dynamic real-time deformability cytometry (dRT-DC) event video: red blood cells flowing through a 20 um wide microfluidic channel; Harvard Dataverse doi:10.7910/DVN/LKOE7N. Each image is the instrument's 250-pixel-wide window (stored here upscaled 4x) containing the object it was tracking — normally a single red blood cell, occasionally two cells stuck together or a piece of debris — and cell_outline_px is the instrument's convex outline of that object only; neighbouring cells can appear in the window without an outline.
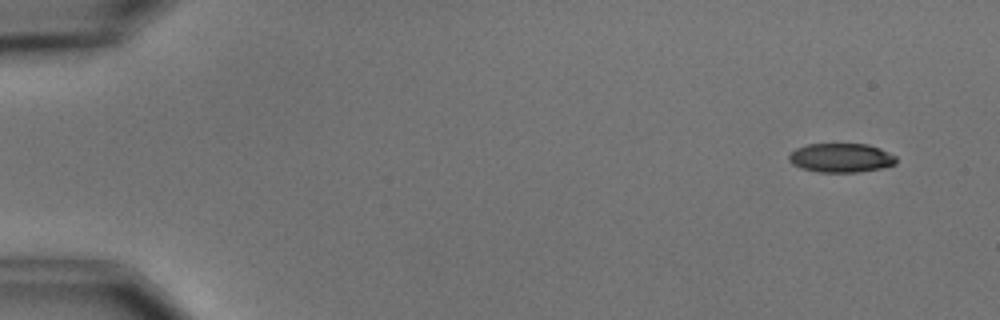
{"species": "common noctule bat (a hibernating species)", "species_latin": "Nyctalus noctula", "temperature_condition": "cold", "stored_images_in_passage": 5, "camera_frame_rate_fps": 3000, "um_per_image_px": 0.085, "animal": {"sex": "male", "body_mass_g": 15.6}, "frame": {"image": 1, "passage_image": 1, "time_ms": 0.0, "image_size_px": [1000, 320], "cell_outline_px": [[896, 164], [880, 168], [860, 172], [816, 172], [800, 168], [792, 164], [788, 160], [788, 156], [796, 148], [808, 144], [868, 144], [880, 148], [896, 156]], "centroid_in_image_um": [71.47, 13.42], "position_along_channel_um": 13.5, "area_um2": 18.26}}
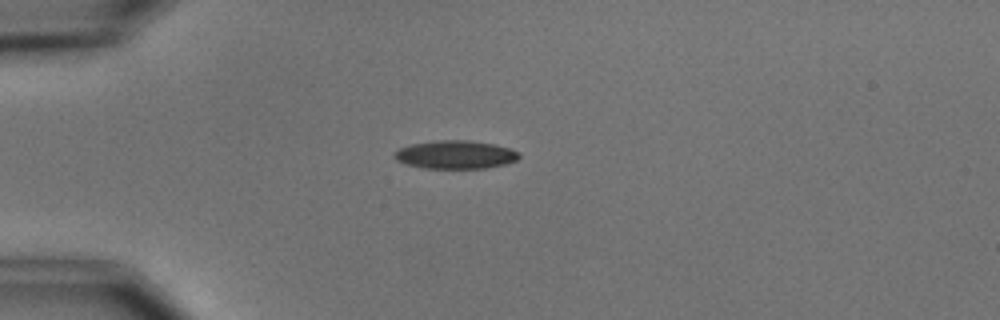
{"frame": {"image": 2, "passage_image": 4, "time_ms": 3.667, "image_size_px": [1000, 320], "cell_outline_px": [[520, 156], [516, 160], [504, 164], [488, 168], [424, 168], [408, 164], [396, 160], [392, 156], [392, 152], [400, 148], [412, 144], [436, 140], [472, 140], [496, 144], [512, 148], [520, 152]], "centroid_in_image_um": [38.73, 13.13], "position_along_channel_um": 46.3, "area_um2": 20.75}}